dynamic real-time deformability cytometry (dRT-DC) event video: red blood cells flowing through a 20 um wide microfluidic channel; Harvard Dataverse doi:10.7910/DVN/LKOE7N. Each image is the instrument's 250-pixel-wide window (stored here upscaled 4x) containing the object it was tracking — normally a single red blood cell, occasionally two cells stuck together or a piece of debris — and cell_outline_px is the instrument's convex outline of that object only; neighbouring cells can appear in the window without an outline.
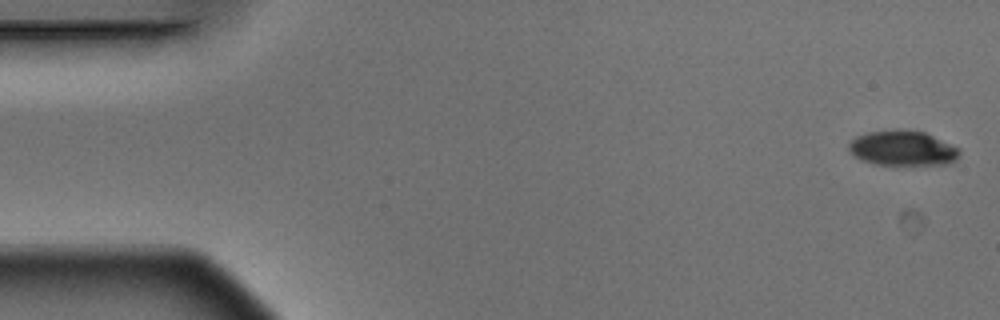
{"species": "Egyptian fruit bat (a non-hibernating species)", "species_latin": "Rousettus aegyptiacus", "temperature_condition": "warm", "stored_images_in_passage": 4, "camera_frame_rate_fps": 3000, "um_per_image_px": 0.085, "animal": {"sex": "male"}, "frame": {"image": 1, "passage_image": 1, "time_ms": 0.0, "image_size_px": [1000, 320], "cell_outline_px": [[960, 156], [956, 160], [948, 164], [872, 164], [860, 160], [852, 156], [848, 148], [848, 144], [856, 136], [868, 132], [896, 128], [924, 132], [960, 148]], "centroid_in_image_um": [76.7, 12.59], "position_along_channel_um": 8.3, "area_um2": 22.83}}
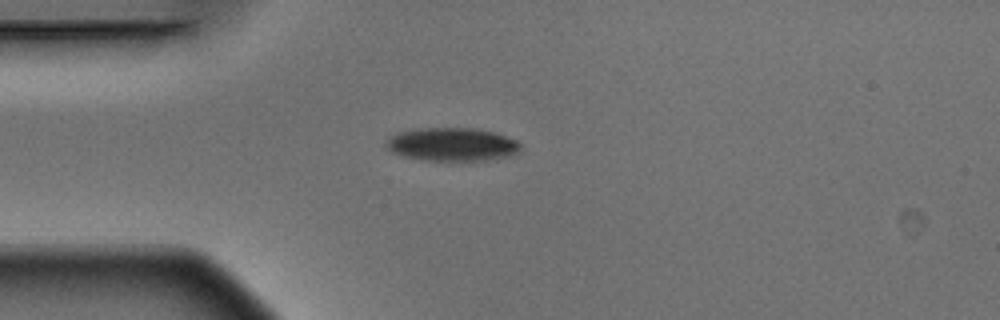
{"frame": {"image": 2, "passage_image": 4, "time_ms": 1.0, "image_size_px": [1000, 320], "cell_outline_px": [[520, 152], [512, 156], [496, 160], [424, 160], [404, 156], [392, 152], [384, 144], [396, 132], [416, 128], [472, 128], [496, 132], [516, 140], [520, 144]], "centroid_in_image_um": [38.47, 12.27], "position_along_channel_um": 46.5, "area_um2": 26.3}}